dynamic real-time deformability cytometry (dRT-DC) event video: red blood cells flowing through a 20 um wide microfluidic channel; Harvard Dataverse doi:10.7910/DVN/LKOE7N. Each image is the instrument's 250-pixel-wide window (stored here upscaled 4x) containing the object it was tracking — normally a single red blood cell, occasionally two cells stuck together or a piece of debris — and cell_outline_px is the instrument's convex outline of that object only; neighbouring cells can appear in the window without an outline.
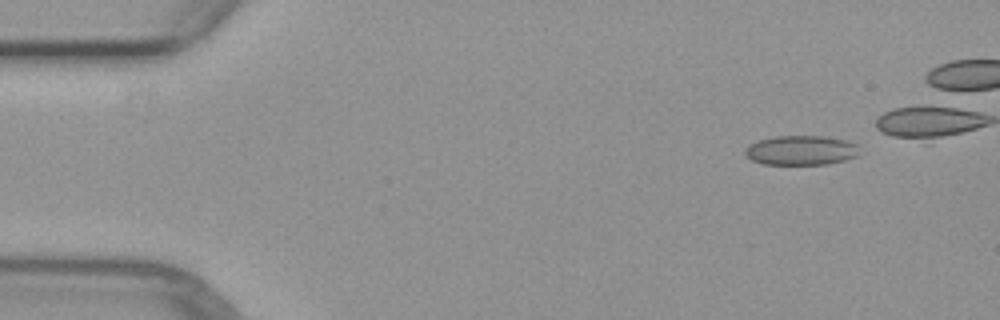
{"species": "common noctule bat (a hibernating species)", "species_latin": "Nyctalus noctula", "temperature_condition": "warm", "stored_images_in_passage": 4, "camera_frame_rate_fps": 3000, "um_per_image_px": 0.085, "animal": {"sex": "female", "body_mass_g": 29.2, "forearm_length_mm": 56.3}, "frame": {"image": 1, "passage_image": 1, "time_ms": 0.0, "image_size_px": [1000, 320], "cell_outline_px": [[856, 156], [844, 160], [828, 164], [764, 164], [752, 160], [744, 152], [744, 148], [748, 144], [760, 140], [776, 136], [824, 136], [848, 140], [856, 144]], "centroid_in_image_um": [68.05, 12.77], "position_along_channel_um": 16.9, "area_um2": 19.54}}